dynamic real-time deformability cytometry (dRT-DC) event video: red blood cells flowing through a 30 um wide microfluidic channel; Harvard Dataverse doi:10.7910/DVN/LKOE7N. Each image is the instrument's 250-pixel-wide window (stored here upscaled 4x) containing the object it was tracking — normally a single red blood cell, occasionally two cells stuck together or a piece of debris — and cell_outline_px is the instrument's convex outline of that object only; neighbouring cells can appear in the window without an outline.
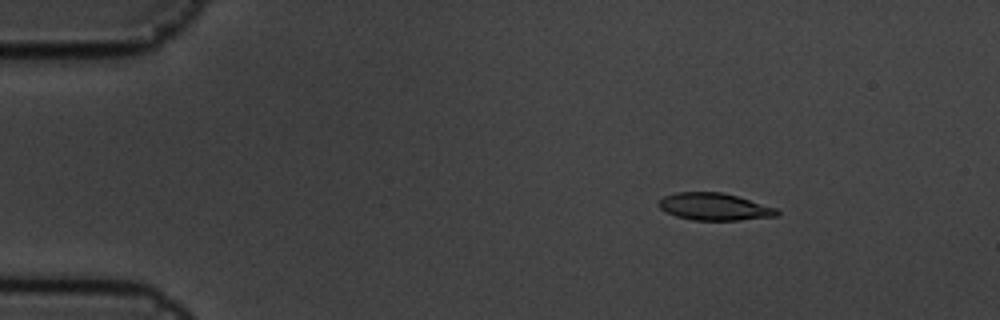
{"species": "common noctule bat (a hibernating species)", "species_latin": "Nyctalus noctula", "temperature_condition": "cold", "stored_images_in_passage": 8, "camera_frame_rate_fps": 3000, "um_per_image_px": 0.085, "animal": {"sex": "male", "body_mass_g": 19.5, "forearm_length_mm": 54.6}, "frame": {"image": 1, "passage_image": 3, "time_ms": 0.667, "image_size_px": [1000, 320], "cell_outline_px": [[780, 212], [776, 216], [740, 220], [692, 220], [676, 216], [660, 208], [656, 204], [664, 196], [676, 192], [720, 192], [736, 196], [776, 208]], "centroid_in_image_um": [60.69, 17.57], "position_along_channel_um": 24.3, "area_um2": 18.55}}
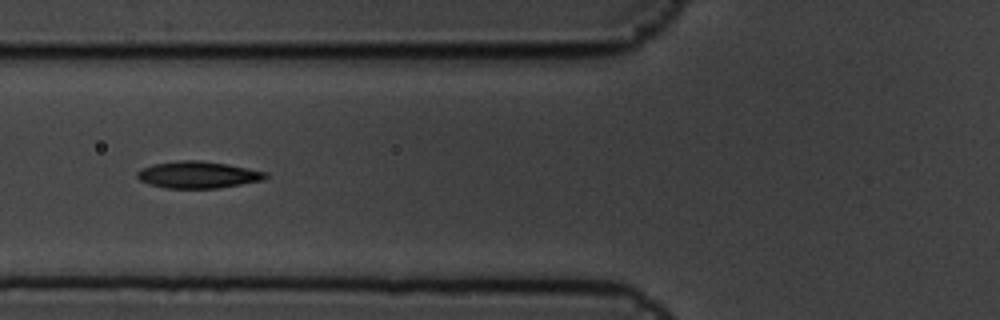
{"frame": {"image": 2, "passage_image": 7, "time_ms": 2.0, "image_size_px": [1000, 320], "cell_outline_px": [[268, 176], [264, 180], [216, 188], [164, 188], [148, 184], [140, 180], [136, 176], [136, 172], [152, 164], [180, 160], [200, 160], [228, 164], [268, 172]], "centroid_in_image_um": [16.82, 14.85], "position_along_channel_um": 109.0, "area_um2": 20.11}}
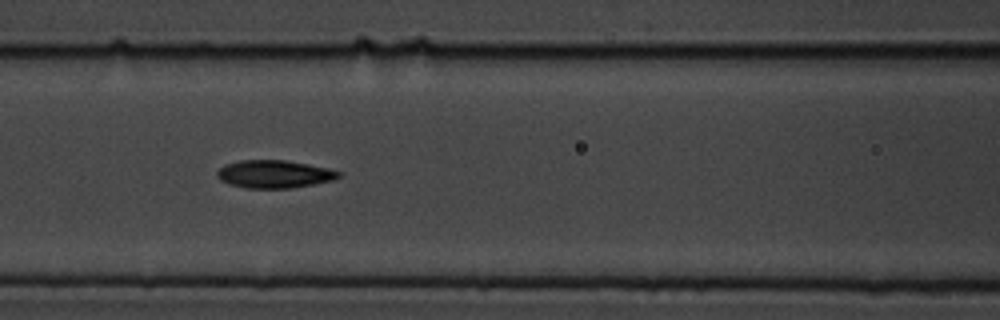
{"frame": {"image": 3, "passage_image": 8, "time_ms": 2.333, "image_size_px": [1000, 320], "cell_outline_px": [[340, 176], [332, 180], [292, 188], [244, 188], [228, 184], [220, 180], [216, 176], [216, 172], [224, 164], [240, 160], [284, 160], [308, 164], [328, 168], [340, 172]], "centroid_in_image_um": [23.25, 14.8], "position_along_channel_um": 143.3, "area_um2": 19.71}}